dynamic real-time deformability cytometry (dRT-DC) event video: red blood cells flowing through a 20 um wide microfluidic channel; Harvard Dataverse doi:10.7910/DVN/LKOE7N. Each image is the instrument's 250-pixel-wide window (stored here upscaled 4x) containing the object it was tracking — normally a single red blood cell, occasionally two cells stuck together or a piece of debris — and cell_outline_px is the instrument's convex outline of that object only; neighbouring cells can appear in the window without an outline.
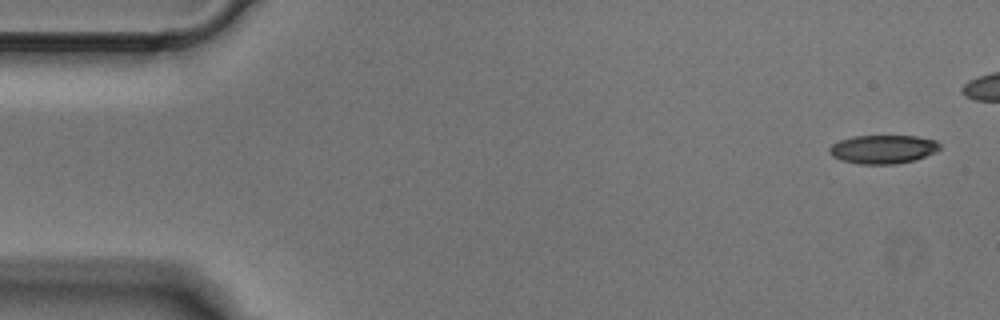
{"species": "Egyptian fruit bat (a non-hibernating species)", "species_latin": "Rousettus aegyptiacus", "temperature_condition": "cold", "stored_images_in_passage": 4, "camera_frame_rate_fps": 3000, "um_per_image_px": 0.085, "animal": {"sex": "male"}, "frame": {"image": 1, "passage_image": 1, "time_ms": 0.0, "image_size_px": [1000, 320], "cell_outline_px": [[940, 148], [924, 156], [912, 160], [892, 164], [860, 164], [840, 160], [832, 156], [828, 152], [828, 148], [832, 144], [840, 140], [852, 136], [916, 136], [936, 140], [940, 144]], "centroid_in_image_um": [74.99, 12.68], "position_along_channel_um": 10.0, "area_um2": 18.26}}